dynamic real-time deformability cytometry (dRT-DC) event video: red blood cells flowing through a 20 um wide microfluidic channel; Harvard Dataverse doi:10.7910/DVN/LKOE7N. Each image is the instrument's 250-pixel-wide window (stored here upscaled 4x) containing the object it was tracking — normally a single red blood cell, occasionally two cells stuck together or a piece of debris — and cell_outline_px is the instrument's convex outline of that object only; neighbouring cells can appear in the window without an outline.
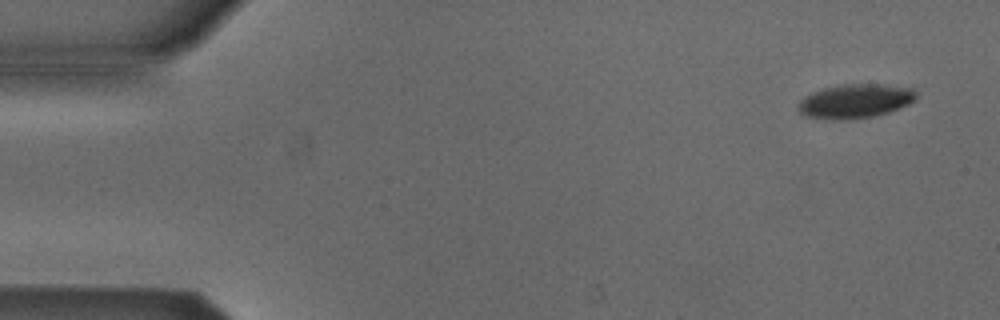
{"species": "Egyptian fruit bat (a non-hibernating species)", "species_latin": "Rousettus aegyptiacus", "temperature_condition": "cold", "stored_images_in_passage": 4, "camera_frame_rate_fps": 3000, "um_per_image_px": 0.085, "animal": {"sex": "male"}, "frame": {"image": 1, "passage_image": 1, "time_ms": 0.0, "image_size_px": [1000, 320], "cell_outline_px": [[916, 100], [900, 108], [888, 112], [872, 116], [840, 120], [832, 120], [804, 116], [800, 112], [796, 104], [804, 96], [812, 92], [824, 88], [844, 84], [880, 84], [912, 88], [916, 92]], "centroid_in_image_um": [72.66, 8.59], "position_along_channel_um": 12.3, "area_um2": 23.47}}
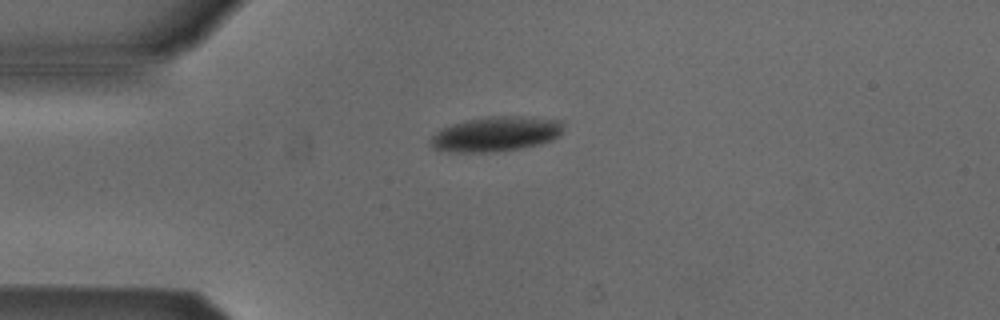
{"frame": {"image": 2, "passage_image": 4, "time_ms": 1.0, "image_size_px": [1000, 320], "cell_outline_px": [[564, 124], [560, 136], [552, 140], [540, 144], [520, 148], [484, 152], [456, 152], [436, 148], [428, 140], [440, 128], [452, 124], [468, 120], [488, 116], [536, 116], [560, 120]], "centroid_in_image_um": [42.21, 11.36], "position_along_channel_um": 42.8, "area_um2": 26.99}}